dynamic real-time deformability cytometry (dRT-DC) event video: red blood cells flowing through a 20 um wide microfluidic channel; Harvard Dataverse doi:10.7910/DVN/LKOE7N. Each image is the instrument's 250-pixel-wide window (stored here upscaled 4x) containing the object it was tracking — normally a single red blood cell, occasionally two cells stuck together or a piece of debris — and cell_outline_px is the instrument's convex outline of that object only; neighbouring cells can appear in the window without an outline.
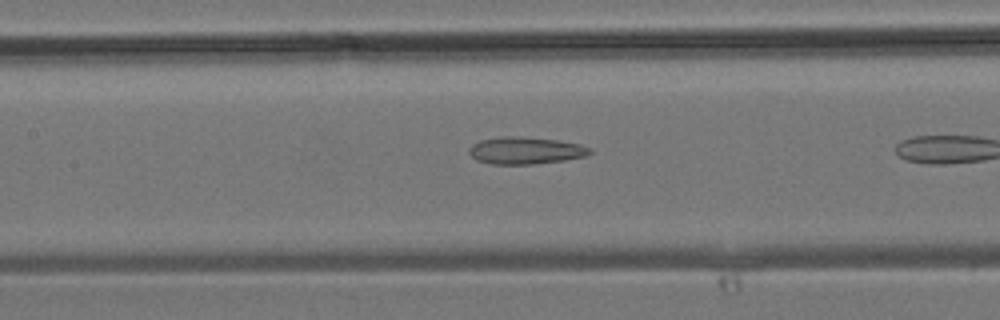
{"species": "common noctule bat (a hibernating species)", "species_latin": "Nyctalus noctula", "temperature_condition": "room temperature", "stored_images_in_passage": 9, "camera_frame_rate_fps": 3000, "um_per_image_px": 0.085, "animal": {"sex": "male", "body_mass_g": 19.2, "forearm_length_mm": 51.8}, "frame": {"image": 1, "passage_image": 7, "time_ms": 2.0, "image_size_px": [1000, 320], "cell_outline_px": [[592, 152], [588, 156], [564, 160], [536, 164], [492, 164], [476, 160], [468, 152], [468, 148], [472, 144], [480, 140], [504, 136], [520, 136], [556, 140], [580, 144], [592, 148]], "centroid_in_image_um": [44.68, 12.79], "position_along_channel_um": 162.7, "area_um2": 19.25}}